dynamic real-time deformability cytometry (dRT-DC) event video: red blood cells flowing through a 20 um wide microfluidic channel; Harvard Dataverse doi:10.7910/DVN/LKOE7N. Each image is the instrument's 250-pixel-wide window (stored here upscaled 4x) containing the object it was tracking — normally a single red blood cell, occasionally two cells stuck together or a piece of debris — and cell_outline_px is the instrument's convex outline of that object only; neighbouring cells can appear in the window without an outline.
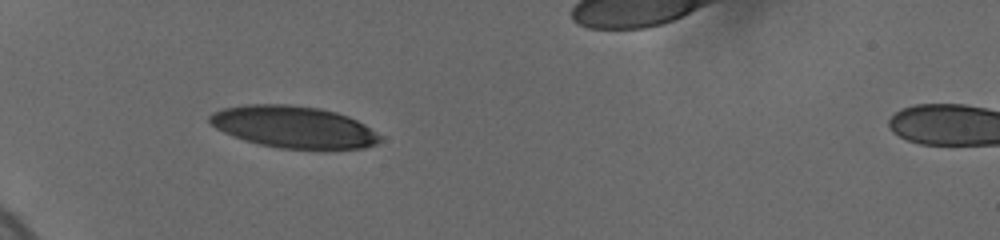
{"species": "human", "species_latin": "Homo sapiens", "temperature_condition": "cold", "stored_images_in_passage": 16, "camera_frame_rate_fps": 3000, "um_per_image_px": 0.085, "donor": {"sex": "female"}, "frame": {"image": 1, "passage_image": 7, "time_ms": 6.667, "image_size_px": [1000, 240], "cell_outline_px": [[384, 140], [376, 144], [364, 148], [280, 148], [260, 144], [244, 140], [232, 136], [216, 128], [208, 120], [208, 116], [212, 112], [224, 108], [244, 104], [288, 104], [320, 108], [336, 112], [348, 116], [364, 124], [376, 132]], "centroid_in_image_um": [24.94, 10.78], "position_along_channel_um": 60.1, "area_um2": 41.44}}
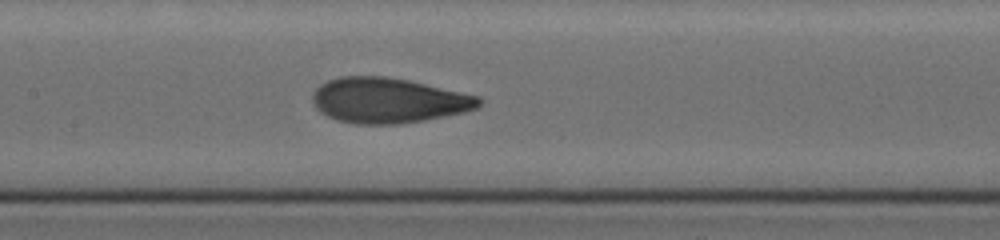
{"frame": {"image": 2, "passage_image": 12, "time_ms": 10.333, "image_size_px": [1000, 240], "cell_outline_px": [[484, 100], [476, 108], [464, 112], [424, 120], [400, 124], [356, 124], [336, 120], [320, 112], [312, 104], [312, 92], [320, 84], [328, 80], [340, 76], [384, 76], [408, 80], [480, 96]], "centroid_in_image_um": [32.98, 8.53], "position_along_channel_um": 174.4, "area_um2": 44.04}}
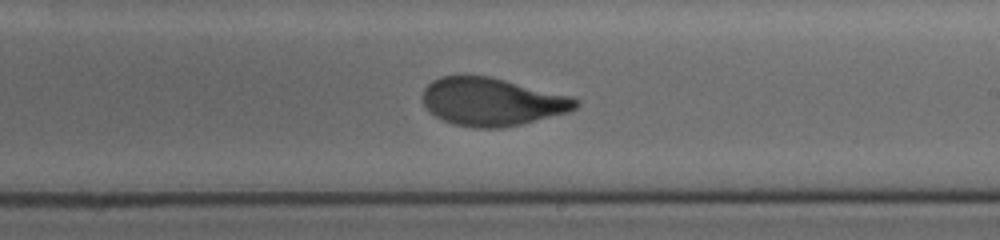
{"frame": {"image": 3, "passage_image": 15, "time_ms": 12.333, "image_size_px": [1000, 240], "cell_outline_px": [[580, 104], [576, 108], [568, 112], [520, 124], [500, 128], [476, 128], [452, 124], [436, 116], [424, 104], [424, 88], [432, 80], [440, 76], [488, 76], [572, 96], [580, 100]], "centroid_in_image_um": [41.85, 8.65], "position_along_channel_um": 247.2, "area_um2": 42.43}}